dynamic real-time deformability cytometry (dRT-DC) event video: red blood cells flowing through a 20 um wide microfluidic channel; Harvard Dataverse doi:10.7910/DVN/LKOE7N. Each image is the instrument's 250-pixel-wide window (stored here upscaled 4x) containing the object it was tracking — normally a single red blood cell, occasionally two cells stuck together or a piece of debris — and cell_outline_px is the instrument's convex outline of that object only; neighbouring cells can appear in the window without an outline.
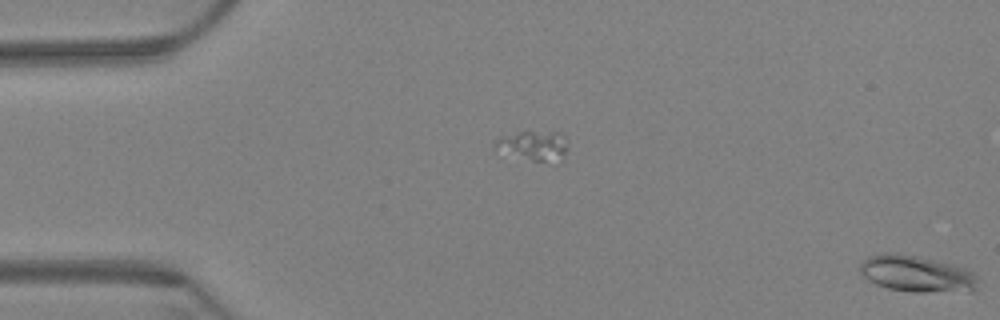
{"species": "Egyptian fruit bat (a non-hibernating species)", "species_latin": "Rousettus aegyptiacus", "temperature_condition": "warm", "stored_images_in_passage": 16, "segment_of_instrument_passage": [2, 2], "camera_frame_rate_fps": 3000, "um_per_image_px": 0.085, "animal": {"sex": "female"}, "frame": {"image": 1, "passage_image": 16, "time_ms": 5.0, "image_size_px": [1000, 320], "cell_outline_px": [[976, 288], [968, 292], [912, 292], [888, 288], [876, 284], [868, 280], [860, 272], [860, 264], [868, 256], [884, 252], [896, 252], [916, 256], [952, 264], [968, 268], [976, 276]], "centroid_in_image_um": [77.91, 23.27], "position_along_channel_um": 7.1, "area_um2": 25.2}}